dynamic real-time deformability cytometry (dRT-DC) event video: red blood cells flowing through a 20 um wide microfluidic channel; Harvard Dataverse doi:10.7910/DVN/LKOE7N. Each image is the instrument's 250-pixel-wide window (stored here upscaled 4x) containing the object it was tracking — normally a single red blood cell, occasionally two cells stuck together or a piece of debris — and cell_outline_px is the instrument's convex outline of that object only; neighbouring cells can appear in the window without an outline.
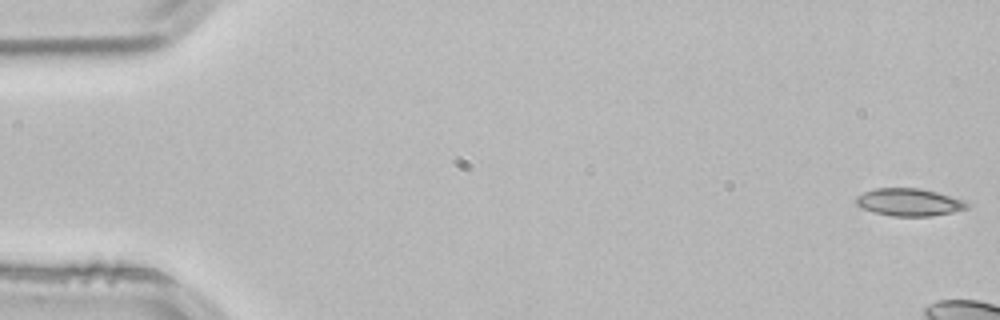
{"species": "common noctule bat (a hibernating species)", "species_latin": "Nyctalus noctula", "temperature_condition": "room temperature", "stored_images_in_passage": 10, "camera_frame_rate_fps": 3000, "um_per_image_px": 0.085, "animal": {"sex": "male", "body_mass_g": 21.5, "forearm_length_mm": 52.0}, "frame": {"image": 1, "passage_image": 1, "time_ms": 0.0, "image_size_px": [1000, 320], "cell_outline_px": [[968, 208], [952, 212], [932, 216], [892, 216], [872, 212], [860, 208], [856, 204], [856, 196], [864, 192], [876, 188], [920, 188], [936, 192], [960, 200], [968, 204]], "centroid_in_image_um": [77.19, 17.19], "position_along_channel_um": 7.8, "area_um2": 17.63}}